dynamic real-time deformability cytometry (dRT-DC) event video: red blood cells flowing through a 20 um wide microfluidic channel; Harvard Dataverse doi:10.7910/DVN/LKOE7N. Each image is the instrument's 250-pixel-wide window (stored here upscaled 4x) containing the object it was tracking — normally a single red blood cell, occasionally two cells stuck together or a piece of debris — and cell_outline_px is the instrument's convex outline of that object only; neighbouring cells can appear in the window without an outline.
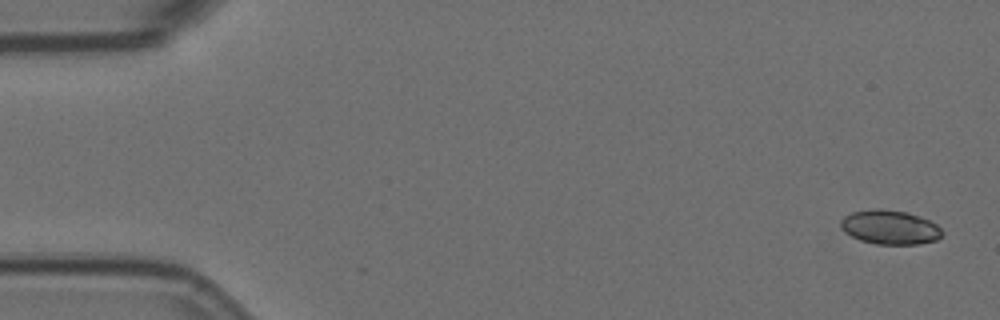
{"species": "Egyptian fruit bat (a non-hibernating species)", "species_latin": "Rousettus aegyptiacus", "temperature_condition": "room temperature", "stored_images_in_passage": 5, "camera_frame_rate_fps": 3000, "um_per_image_px": 0.085, "animal": {"sex": "female"}, "frame": {"image": 1, "passage_image": 1, "time_ms": 0.0, "image_size_px": [1000, 320], "cell_outline_px": [[944, 236], [936, 240], [920, 244], [876, 244], [860, 240], [844, 232], [840, 228], [840, 220], [844, 216], [852, 212], [876, 208], [880, 208], [908, 212], [920, 216], [936, 224], [944, 232]], "centroid_in_image_um": [75.65, 19.31], "position_along_channel_um": 9.4, "area_um2": 20.46}}
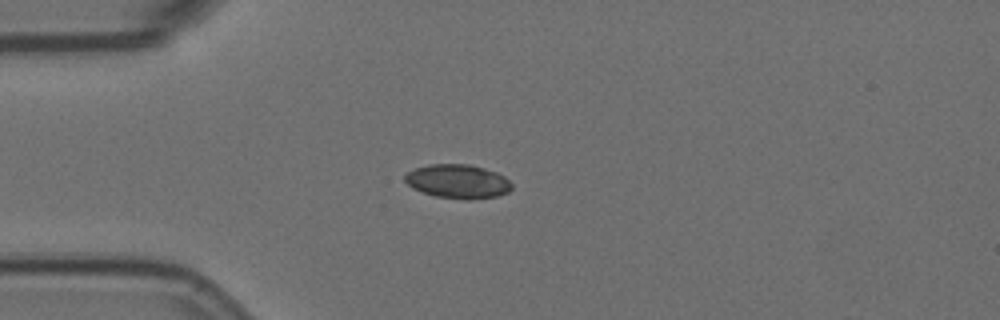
{"frame": {"image": 2, "passage_image": 4, "time_ms": 1.0, "image_size_px": [1000, 320], "cell_outline_px": [[512, 188], [508, 192], [496, 196], [468, 200], [436, 196], [412, 188], [404, 180], [404, 176], [408, 172], [416, 168], [428, 164], [468, 164], [484, 168], [496, 172], [504, 176], [512, 184]], "centroid_in_image_um": [38.92, 15.41], "position_along_channel_um": 46.1, "area_um2": 21.04}}